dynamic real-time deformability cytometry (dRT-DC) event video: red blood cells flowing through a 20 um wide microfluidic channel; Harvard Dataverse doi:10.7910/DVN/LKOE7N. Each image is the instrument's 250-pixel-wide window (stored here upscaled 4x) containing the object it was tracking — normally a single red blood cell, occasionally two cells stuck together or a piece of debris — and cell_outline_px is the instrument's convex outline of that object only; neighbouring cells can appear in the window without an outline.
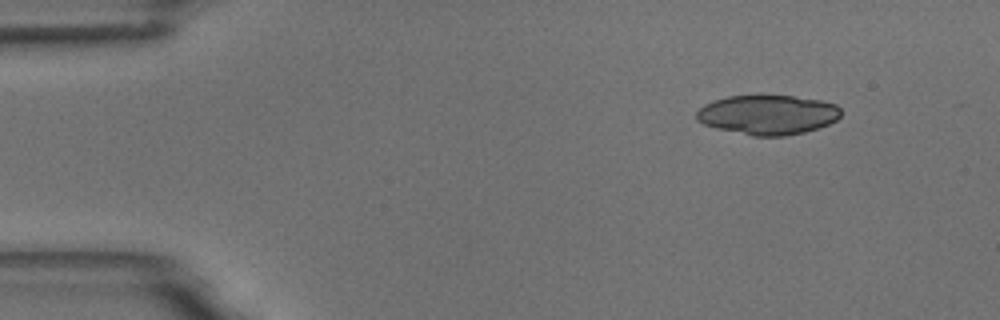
{"species": "common noctule bat (a hibernating species)", "species_latin": "Nyctalus noctula", "temperature_condition": "room temperature", "stored_images_in_passage": 3, "camera_frame_rate_fps": 3000, "um_per_image_px": 0.085, "animal": {"sex": "male", "body_mass_g": 18.8}, "frame": {"image": 1, "passage_image": 1, "time_ms": 0.0, "image_size_px": [1000, 320], "cell_outline_px": [[840, 116], [836, 120], [828, 124], [804, 132], [784, 136], [752, 136], [716, 128], [704, 124], [696, 120], [696, 112], [704, 104], [728, 96], [792, 96], [820, 100], [836, 104], [840, 108]], "centroid_in_image_um": [65.25, 9.76], "position_along_channel_um": 19.8, "area_um2": 33.12}}